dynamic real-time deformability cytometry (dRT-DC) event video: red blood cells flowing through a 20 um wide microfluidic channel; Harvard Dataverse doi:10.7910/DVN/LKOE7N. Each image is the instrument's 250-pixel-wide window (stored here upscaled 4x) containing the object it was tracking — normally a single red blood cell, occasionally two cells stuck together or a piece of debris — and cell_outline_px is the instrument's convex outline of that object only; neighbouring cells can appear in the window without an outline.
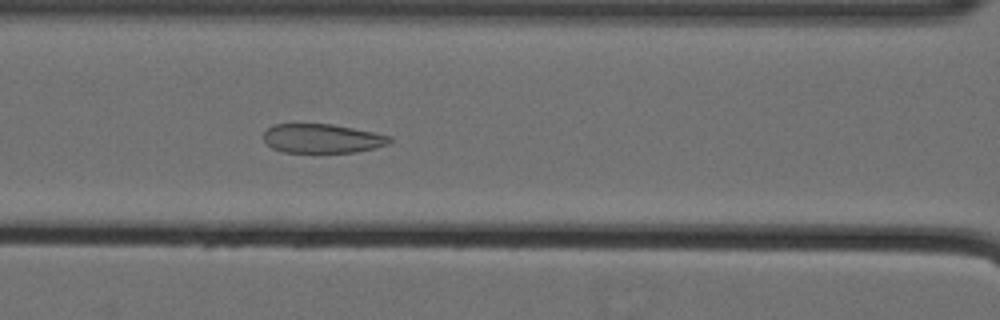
{"species": "Egyptian fruit bat (a non-hibernating species)", "species_latin": "Rousettus aegyptiacus", "temperature_condition": "cold", "stored_images_in_passage": 44, "camera_frame_rate_fps": 3000, "um_per_image_px": 0.085, "animal": {"sex": "female"}, "frame": {"image": 1, "passage_image": 23, "time_ms": 7.333, "image_size_px": [1000, 320], "cell_outline_px": [[392, 140], [388, 144], [376, 148], [356, 152], [284, 152], [272, 148], [264, 140], [264, 132], [272, 124], [332, 124], [392, 136]], "centroid_in_image_um": [27.4, 11.77], "position_along_channel_um": 139.2, "area_um2": 21.33}}
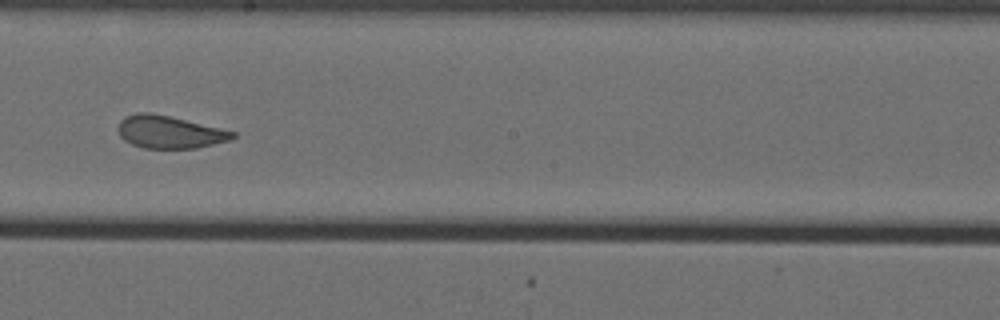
{"frame": {"image": 2, "passage_image": 31, "time_ms": 10.0, "image_size_px": [1000, 320], "cell_outline_px": [[236, 136], [228, 140], [196, 148], [144, 148], [132, 144], [124, 140], [120, 136], [120, 120], [124, 116], [140, 112], [148, 112], [168, 116], [220, 128], [236, 132]], "centroid_in_image_um": [14.39, 11.22], "position_along_channel_um": 233.8, "area_um2": 21.33}}
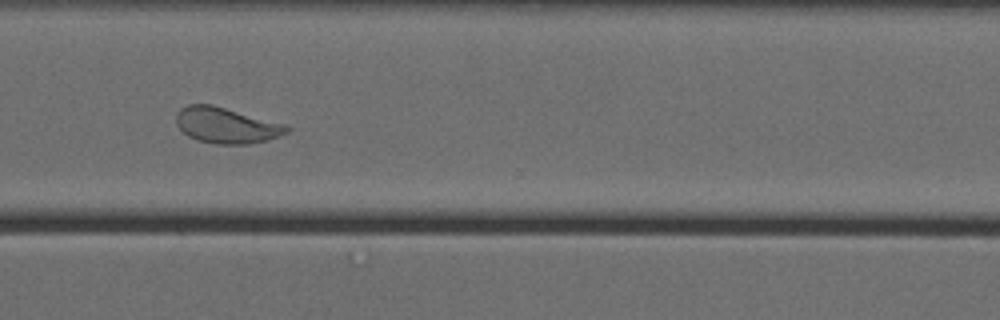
{"frame": {"image": 3, "passage_image": 41, "time_ms": 13.333, "image_size_px": [1000, 320], "cell_outline_px": [[292, 128], [288, 132], [268, 140], [248, 144], [216, 144], [196, 140], [188, 136], [176, 124], [176, 112], [180, 108], [188, 104], [212, 104], [288, 124]], "centroid_in_image_um": [19.26, 10.64], "position_along_channel_um": 351.3, "area_um2": 23.41}, "authors_computed_cell_mechanics": {"area_um2": 23.7269, "velocity_mm_per_s": 3.5484, "shape_relaxation_time_tau1_ms": 6.1648, "shape_relaxation_time_tau2_ms": 0.9217, "deformation_change_tau1": 0.1559, "deformation_change_tau2": 0.072}}